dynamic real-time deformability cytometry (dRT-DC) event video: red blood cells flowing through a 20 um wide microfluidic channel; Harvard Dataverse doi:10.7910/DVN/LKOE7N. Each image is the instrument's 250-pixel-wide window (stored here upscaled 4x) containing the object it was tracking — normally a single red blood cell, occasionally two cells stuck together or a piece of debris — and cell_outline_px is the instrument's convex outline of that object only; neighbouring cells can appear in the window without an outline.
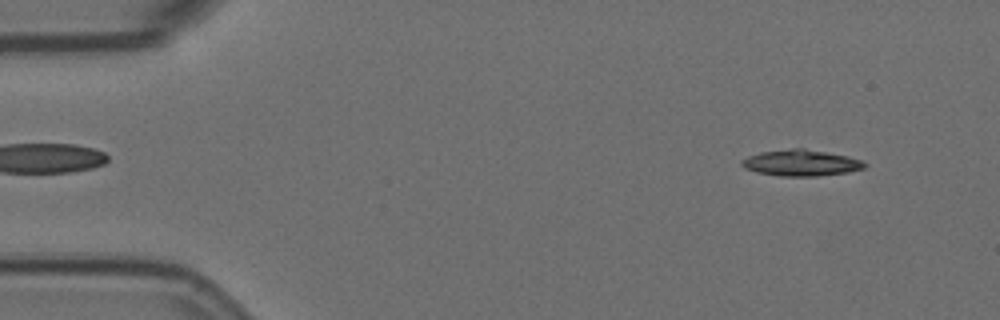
{"species": "Egyptian fruit bat (a non-hibernating species)", "species_latin": "Rousettus aegyptiacus", "temperature_condition": "room temperature", "stored_images_in_passage": 55, "camera_frame_rate_fps": 3000, "um_per_image_px": 0.085, "animal": {"sex": "female"}, "frame": {"image": 1, "passage_image": 4, "time_ms": 1.0, "image_size_px": [1000, 320], "cell_outline_px": [[868, 164], [864, 168], [848, 172], [816, 176], [780, 176], [756, 172], [744, 168], [740, 164], [740, 160], [748, 156], [760, 152], [792, 148], [804, 148], [848, 156], [860, 160]], "centroid_in_image_um": [68.06, 13.84], "position_along_channel_um": 16.9, "area_um2": 18.79}}
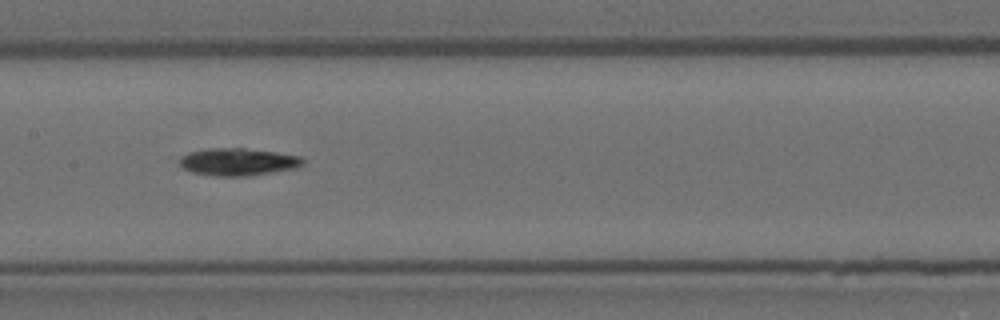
{"frame": {"image": 2, "passage_image": 26, "time_ms": 8.333, "image_size_px": [1000, 320], "cell_outline_px": [[304, 164], [296, 168], [244, 176], [216, 176], [192, 172], [184, 168], [180, 164], [180, 156], [188, 152], [208, 148], [244, 148], [276, 152], [300, 156], [304, 160]], "centroid_in_image_um": [20.22, 13.75], "position_along_channel_um": 187.2, "area_um2": 19.59}}
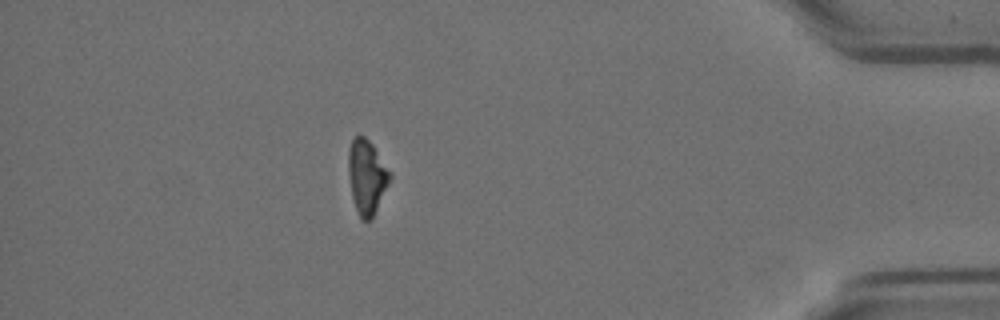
{"frame": {"image": 3, "passage_image": 48, "time_ms": 15.667, "image_size_px": [1000, 320], "cell_outline_px": [[392, 176], [372, 220], [360, 220], [352, 196], [348, 172], [348, 148], [352, 140], [356, 136], [364, 136], [372, 144], [392, 172]], "centroid_in_image_um": [31.19, 15.03], "position_along_channel_um": 404.0, "area_um2": 18.09}, "authors_computed_cell_mechanics": {"area_um2": 18.9584, "velocity_mm_per_s": 3.6099, "shape_relaxation_time_tau1_ms": 8.3375, "shape_relaxation_time_tau2_ms": null, "deformation_change_tau1": 0.1992, "deformation_change_tau2": null}}